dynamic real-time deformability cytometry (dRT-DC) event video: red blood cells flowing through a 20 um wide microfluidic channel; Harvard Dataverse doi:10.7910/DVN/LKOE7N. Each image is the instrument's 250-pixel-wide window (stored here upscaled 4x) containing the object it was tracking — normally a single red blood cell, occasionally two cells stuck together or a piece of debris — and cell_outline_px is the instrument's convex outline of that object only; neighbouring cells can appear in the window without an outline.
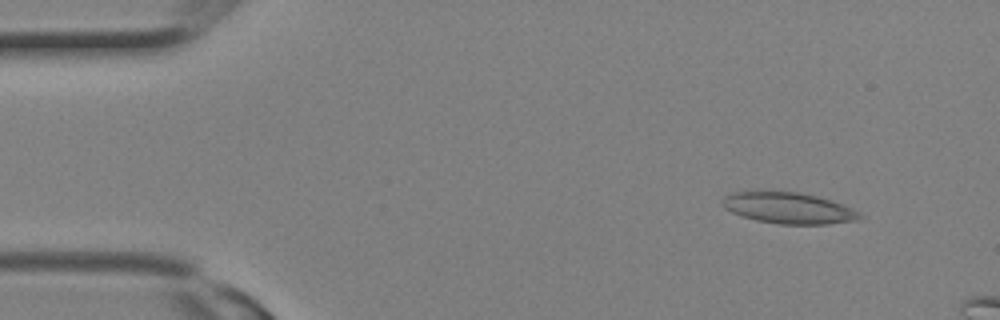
{"species": "Egyptian fruit bat (a non-hibernating species)", "species_latin": "Rousettus aegyptiacus", "temperature_condition": "room temperature", "stored_images_in_passage": 4, "camera_frame_rate_fps": 3000, "um_per_image_px": 0.085, "animal": {"sex": "female"}, "frame": {"image": 1, "passage_image": 1, "time_ms": 0.0, "image_size_px": [1000, 320], "cell_outline_px": [[864, 216], [856, 220], [828, 224], [780, 224], [756, 220], [732, 212], [724, 208], [724, 196], [732, 192], [756, 188], [796, 192], [816, 196], [852, 208], [860, 212]], "centroid_in_image_um": [66.96, 17.64], "position_along_channel_um": 18.0, "area_um2": 25.32}}